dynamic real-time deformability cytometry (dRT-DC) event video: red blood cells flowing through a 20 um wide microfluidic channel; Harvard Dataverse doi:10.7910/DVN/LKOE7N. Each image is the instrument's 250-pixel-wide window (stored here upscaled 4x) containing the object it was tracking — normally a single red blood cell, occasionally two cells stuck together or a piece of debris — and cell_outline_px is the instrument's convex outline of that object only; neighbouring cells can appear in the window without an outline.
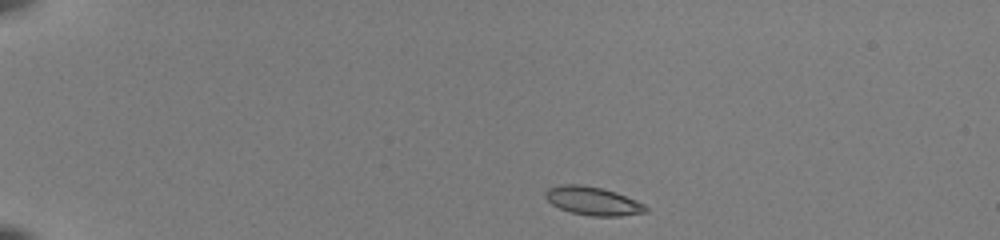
{"species": "common noctule bat (a hibernating species)", "species_latin": "Nyctalus noctula", "temperature_condition": "room temperature", "stored_images_in_passage": 42, "camera_frame_rate_fps": 3000, "um_per_image_px": 0.085, "animal": {"sex": "female", "body_mass_g": 22.0, "forearm_length_mm": 56.7}, "frame": {"image": 1, "passage_image": 1, "time_ms": 0.0, "image_size_px": [1000, 240], "cell_outline_px": [[648, 212], [620, 216], [592, 216], [572, 212], [560, 208], [552, 204], [544, 196], [544, 192], [548, 188], [564, 184], [580, 184], [604, 188], [616, 192], [636, 200], [644, 204], [648, 208]], "centroid_in_image_um": [50.41, 17.07], "position_along_channel_um": 34.6, "area_um2": 16.65}}
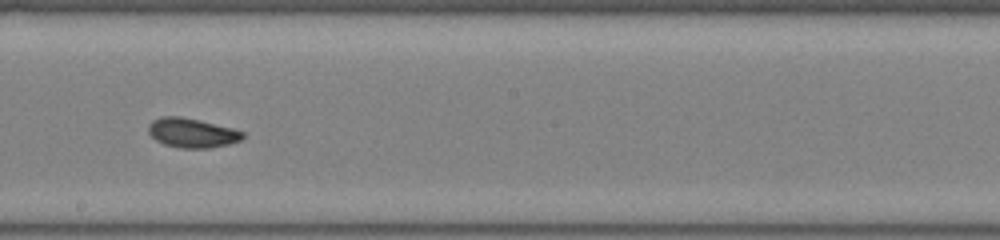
{"frame": {"image": 2, "passage_image": 22, "time_ms": 7.0, "image_size_px": [1000, 240], "cell_outline_px": [[244, 136], [240, 140], [228, 144], [208, 148], [180, 148], [164, 144], [156, 140], [148, 132], [148, 124], [152, 120], [160, 116], [180, 116], [200, 120], [232, 128], [244, 132]], "centroid_in_image_um": [16.29, 11.28], "position_along_channel_um": 231.9, "area_um2": 16.18}}
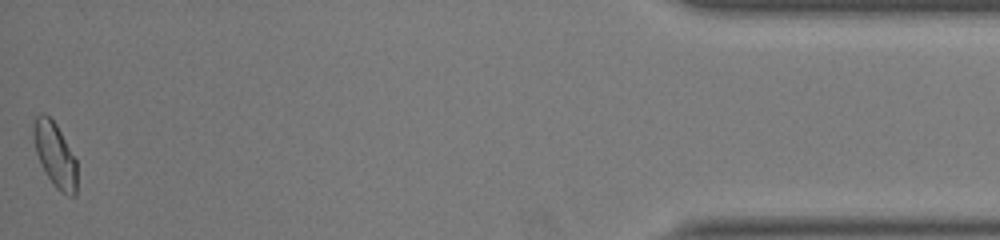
{"frame": {"image": 3, "passage_image": 42, "time_ms": 13.667, "image_size_px": [1000, 240], "cell_outline_px": [[76, 196], [68, 196], [60, 192], [56, 188], [48, 176], [36, 152], [32, 132], [32, 124], [36, 116], [40, 112], [44, 112], [56, 124], [76, 160]], "centroid_in_image_um": [4.66, 13.13], "position_along_channel_um": 430.5, "area_um2": 16.13}, "authors_computed_cell_mechanics": {"area_um2": 16.0395, "velocity_mm_per_s": 4.0034, "shape_relaxation_time_tau1_ms": 3.3105, "shape_relaxation_time_tau2_ms": 2.874, "deformation_change_tau1": 0.116, "deformation_change_tau2": 0.0688}}